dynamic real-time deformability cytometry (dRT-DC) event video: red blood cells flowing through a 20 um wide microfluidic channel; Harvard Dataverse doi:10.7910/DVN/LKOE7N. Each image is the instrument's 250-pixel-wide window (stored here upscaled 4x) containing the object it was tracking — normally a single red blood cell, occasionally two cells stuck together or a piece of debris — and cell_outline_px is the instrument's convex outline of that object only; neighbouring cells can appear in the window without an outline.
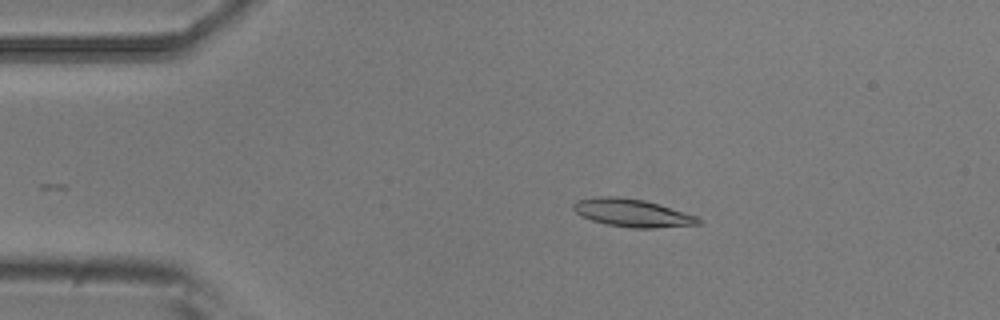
{"species": "common noctule bat (a hibernating species)", "species_latin": "Nyctalus noctula", "temperature_condition": "room temperature", "stored_images_in_passage": 3, "camera_frame_rate_fps": 3000, "um_per_image_px": 0.085, "animal": {"sex": "male", "body_mass_g": 20.5, "forearm_length_mm": 52.5}, "frame": {"image": 1, "passage_image": 3, "time_ms": 0.667, "image_size_px": [1000, 320], "cell_outline_px": [[704, 220], [700, 224], [656, 228], [632, 228], [604, 224], [580, 216], [572, 208], [572, 204], [576, 200], [600, 196], [616, 196], [644, 200], [660, 204], [696, 216]], "centroid_in_image_um": [53.73, 18.1], "position_along_channel_um": 31.3, "area_um2": 20.46}}